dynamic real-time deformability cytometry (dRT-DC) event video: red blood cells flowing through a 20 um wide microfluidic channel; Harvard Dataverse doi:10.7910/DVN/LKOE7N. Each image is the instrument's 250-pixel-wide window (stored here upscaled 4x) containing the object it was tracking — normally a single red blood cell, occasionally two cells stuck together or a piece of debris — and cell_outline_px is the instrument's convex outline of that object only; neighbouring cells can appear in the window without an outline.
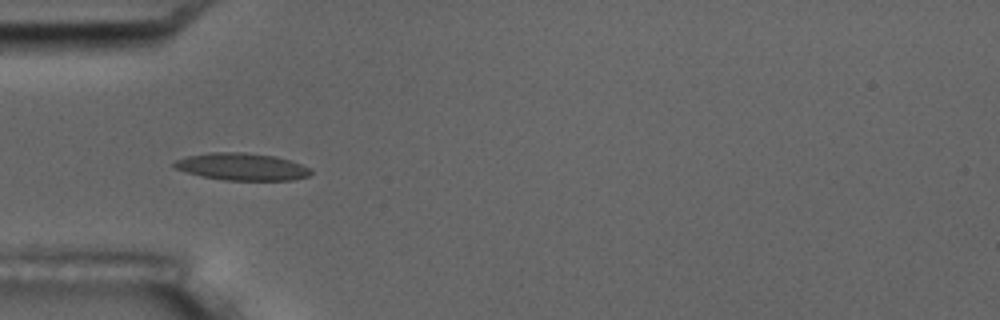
{"species": "common noctule bat (a hibernating species)", "species_latin": "Nyctalus noctula", "temperature_condition": "room temperature", "stored_images_in_passage": 6, "camera_frame_rate_fps": 3000, "um_per_image_px": 0.085, "animal": {"sex": "male", "body_mass_g": 17.5, "forearm_length_mm": 52.3}, "frame": {"image": 1, "passage_image": 5, "time_ms": 4.667, "image_size_px": [1000, 320], "cell_outline_px": [[312, 172], [308, 176], [292, 180], [224, 180], [204, 176], [188, 172], [176, 168], [172, 164], [176, 160], [188, 156], [212, 152], [244, 152], [272, 156], [288, 160], [312, 168]], "centroid_in_image_um": [20.59, 14.17], "position_along_channel_um": 64.4, "area_um2": 21.33}}